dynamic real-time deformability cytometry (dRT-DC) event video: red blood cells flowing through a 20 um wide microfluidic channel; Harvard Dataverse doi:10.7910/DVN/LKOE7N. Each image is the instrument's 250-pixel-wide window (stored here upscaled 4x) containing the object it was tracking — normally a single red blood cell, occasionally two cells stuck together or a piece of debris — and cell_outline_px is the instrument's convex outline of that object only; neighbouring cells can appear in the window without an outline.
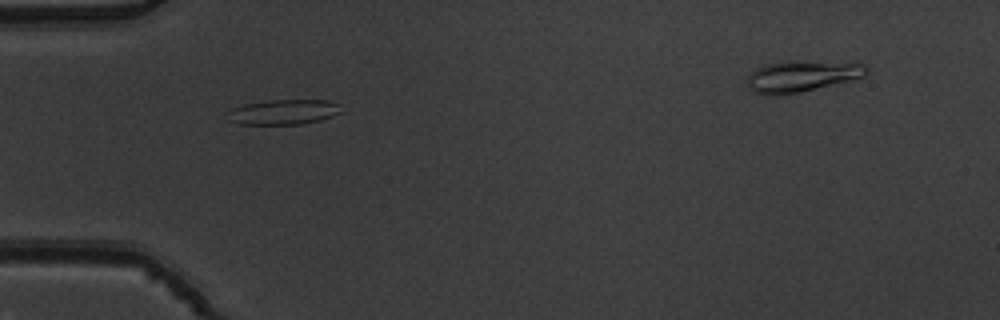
{"species": "common noctule bat (a hibernating species)", "species_latin": "Nyctalus noctula", "temperature_condition": "warm", "stored_images_in_passage": 46, "camera_frame_rate_fps": 3000, "um_per_image_px": 0.085, "animal": {"sex": "male", "body_mass_g": 19.5, "forearm_length_mm": 54.6}, "frame": {"image": 1, "passage_image": 10, "time_ms": 3.0, "image_size_px": [1000, 320], "cell_outline_px": [[344, 112], [320, 120], [300, 124], [240, 124], [228, 120], [228, 108], [244, 104], [268, 100], [328, 100], [340, 104]], "centroid_in_image_um": [24.11, 9.51], "position_along_channel_um": 60.9, "area_um2": 16.82}}
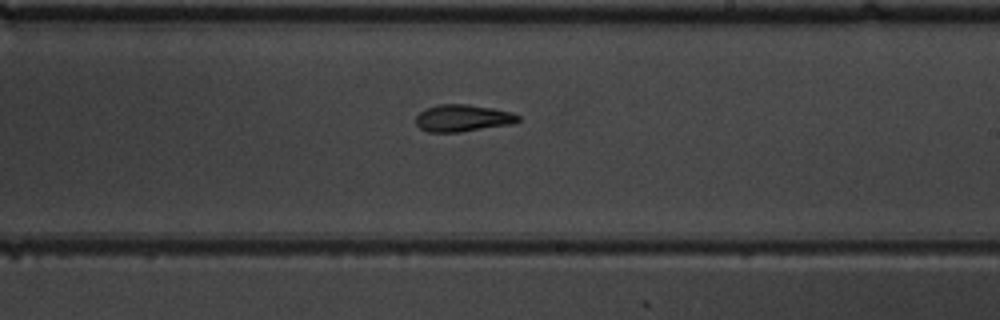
{"frame": {"image": 2, "passage_image": 25, "time_ms": 8.0, "image_size_px": [1000, 320], "cell_outline_px": [[520, 120], [512, 124], [460, 132], [428, 132], [420, 128], [416, 124], [416, 116], [424, 108], [436, 104], [468, 104], [492, 108], [508, 112], [520, 116]], "centroid_in_image_um": [39.29, 10.03], "position_along_channel_um": 249.7, "area_um2": 16.13}}
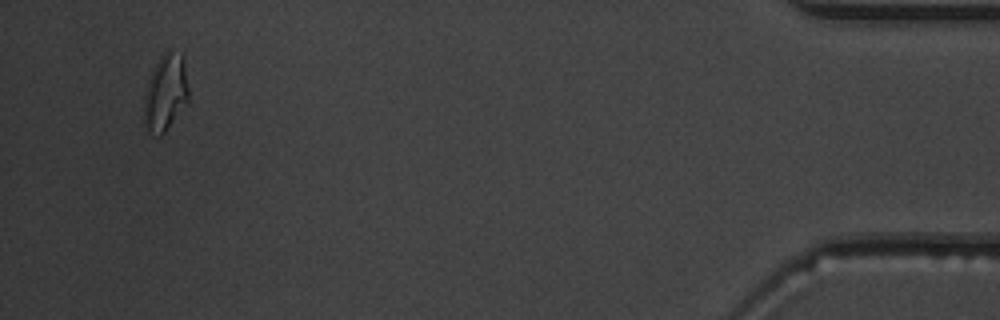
{"frame": {"image": 3, "passage_image": 44, "time_ms": 14.333, "image_size_px": [1000, 320], "cell_outline_px": [[188, 100], [164, 132], [160, 136], [148, 128], [144, 120], [144, 96], [148, 80], [152, 68], [160, 56], [168, 48], [184, 56], [188, 88]], "centroid_in_image_um": [14.07, 7.77], "position_along_channel_um": 421.1, "area_um2": 19.65}}